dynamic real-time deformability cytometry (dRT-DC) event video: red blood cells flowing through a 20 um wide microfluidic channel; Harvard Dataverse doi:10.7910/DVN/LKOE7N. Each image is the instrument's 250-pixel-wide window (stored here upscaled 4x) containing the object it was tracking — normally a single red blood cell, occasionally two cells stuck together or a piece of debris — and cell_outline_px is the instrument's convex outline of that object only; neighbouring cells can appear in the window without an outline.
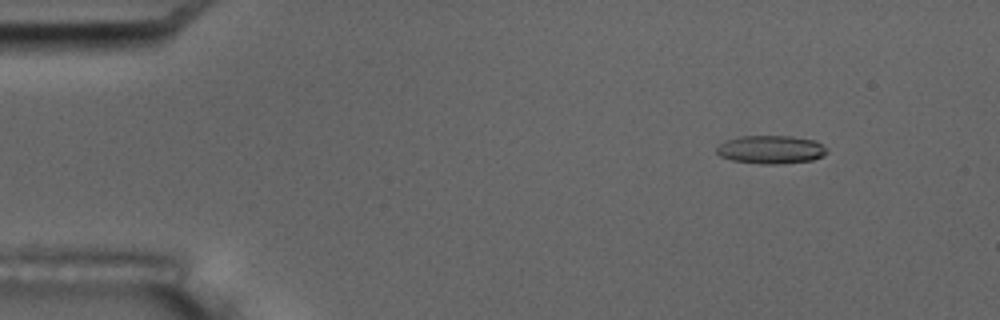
{"species": "common noctule bat (a hibernating species)", "species_latin": "Nyctalus noctula", "temperature_condition": "room temperature", "stored_images_in_passage": 6, "camera_frame_rate_fps": 3000, "um_per_image_px": 0.085, "animal": {"sex": "male", "body_mass_g": 17.5, "forearm_length_mm": 52.3}, "frame": {"image": 1, "passage_image": 2, "time_ms": 2.0, "image_size_px": [1000, 320], "cell_outline_px": [[828, 152], [824, 156], [812, 160], [776, 164], [760, 164], [732, 160], [720, 156], [716, 152], [716, 148], [724, 140], [740, 136], [792, 136], [816, 140], [828, 148]], "centroid_in_image_um": [65.55, 12.71], "position_along_channel_um": 19.5, "area_um2": 18.38}}
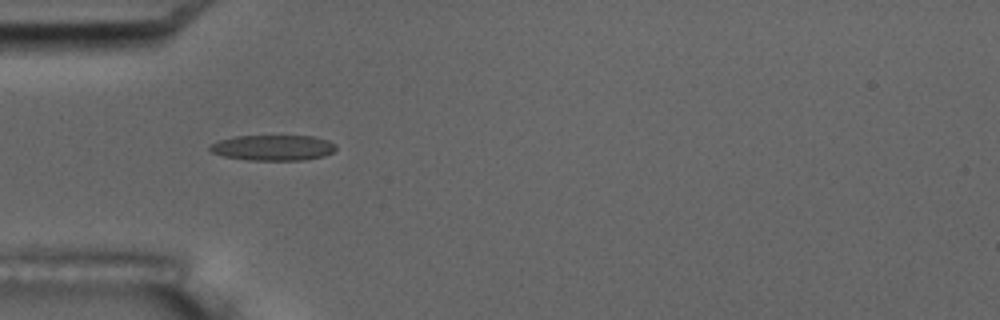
{"frame": {"image": 2, "passage_image": 5, "time_ms": 5.667, "image_size_px": [1000, 320], "cell_outline_px": [[336, 148], [332, 152], [324, 156], [304, 160], [248, 160], [224, 156], [212, 152], [208, 148], [208, 144], [220, 140], [236, 136], [312, 136], [328, 140], [336, 144]], "centroid_in_image_um": [23.2, 12.55], "position_along_channel_um": 61.8, "area_um2": 18.79}}